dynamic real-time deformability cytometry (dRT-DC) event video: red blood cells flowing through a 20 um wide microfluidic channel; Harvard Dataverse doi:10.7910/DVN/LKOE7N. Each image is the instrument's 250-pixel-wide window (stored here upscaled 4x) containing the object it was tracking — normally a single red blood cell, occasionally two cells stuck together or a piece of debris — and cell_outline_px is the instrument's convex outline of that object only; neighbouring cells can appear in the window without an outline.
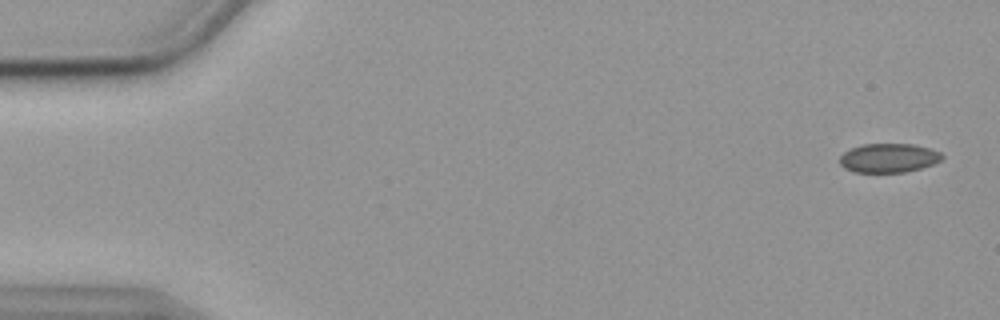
{"species": "common noctule bat (a hibernating species)", "species_latin": "Nyctalus noctula", "temperature_condition": "cold", "stored_images_in_passage": 51, "camera_frame_rate_fps": 3000, "um_per_image_px": 0.085, "animal": {"sex": "female", "body_mass_g": 19.9}, "frame": {"image": 1, "passage_image": 2, "time_ms": 0.333, "image_size_px": [1000, 320], "cell_outline_px": [[944, 156], [940, 160], [932, 164], [920, 168], [904, 172], [856, 172], [844, 168], [840, 164], [840, 156], [844, 152], [852, 148], [864, 144], [912, 144], [932, 148], [940, 152]], "centroid_in_image_um": [75.54, 13.42], "position_along_channel_um": 9.5, "area_um2": 17.22}}
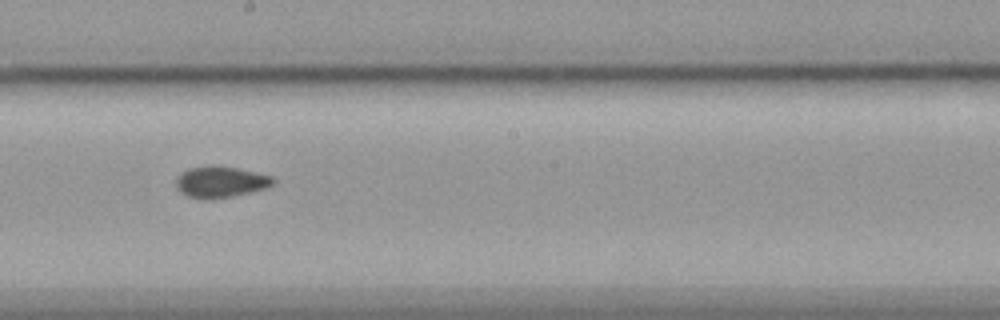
{"frame": {"image": 2, "passage_image": 31, "time_ms": 10.0, "image_size_px": [1000, 320], "cell_outline_px": [[276, 180], [272, 184], [264, 188], [232, 196], [212, 200], [204, 200], [188, 196], [180, 192], [176, 188], [176, 180], [180, 172], [192, 168], [212, 164], [236, 168], [272, 176]], "centroid_in_image_um": [18.69, 15.46], "position_along_channel_um": 229.5, "area_um2": 17.69}}
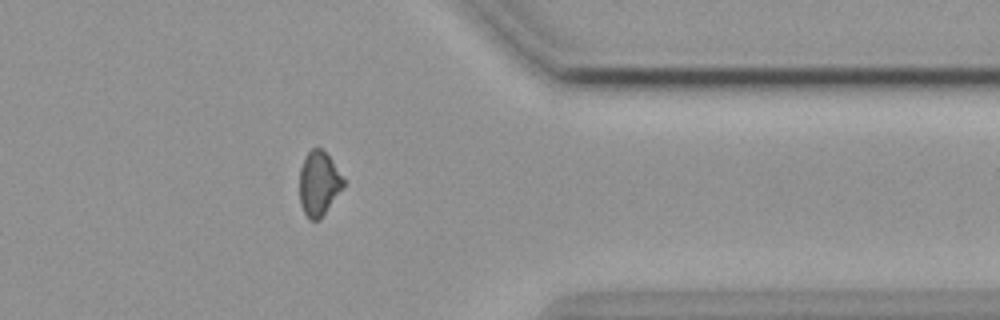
{"frame": {"image": 3, "passage_image": 45, "time_ms": 14.667, "image_size_px": [1000, 320], "cell_outline_px": [[344, 184], [320, 220], [308, 220], [300, 204], [300, 168], [308, 152], [312, 148], [320, 148], [332, 160], [344, 180]], "centroid_in_image_um": [27.07, 15.62], "position_along_channel_um": 384.3, "area_um2": 16.13}}